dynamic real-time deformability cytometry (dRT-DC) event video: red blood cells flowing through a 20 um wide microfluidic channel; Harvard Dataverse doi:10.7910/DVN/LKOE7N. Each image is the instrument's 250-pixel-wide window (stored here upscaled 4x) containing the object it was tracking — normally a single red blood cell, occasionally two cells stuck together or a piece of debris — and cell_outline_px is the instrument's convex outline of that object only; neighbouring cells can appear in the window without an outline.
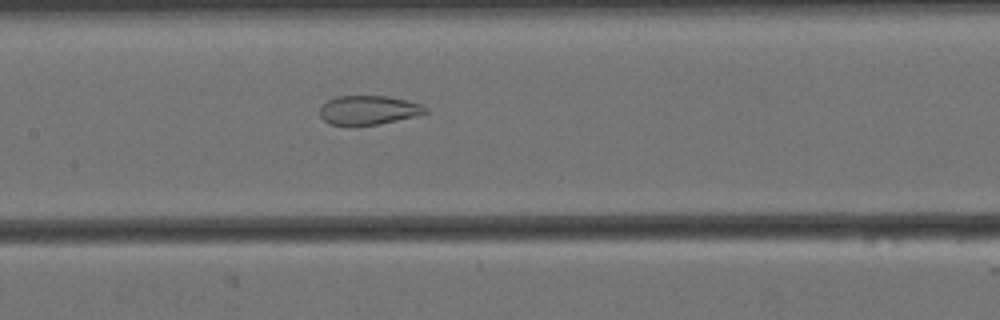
{"species": "Egyptian fruit bat (a non-hibernating species)", "species_latin": "Rousettus aegyptiacus", "temperature_condition": "cold", "stored_images_in_passage": 45, "camera_frame_rate_fps": 3000, "um_per_image_px": 0.085, "animal": {"sex": "female"}, "frame": {"image": 1, "passage_image": 21, "time_ms": 6.667, "image_size_px": [1000, 320], "cell_outline_px": [[428, 112], [416, 116], [380, 124], [328, 124], [320, 116], [320, 108], [328, 100], [336, 96], [388, 96], [420, 104], [428, 108]], "centroid_in_image_um": [31.33, 9.35], "position_along_channel_um": 176.1, "area_um2": 17.63}}
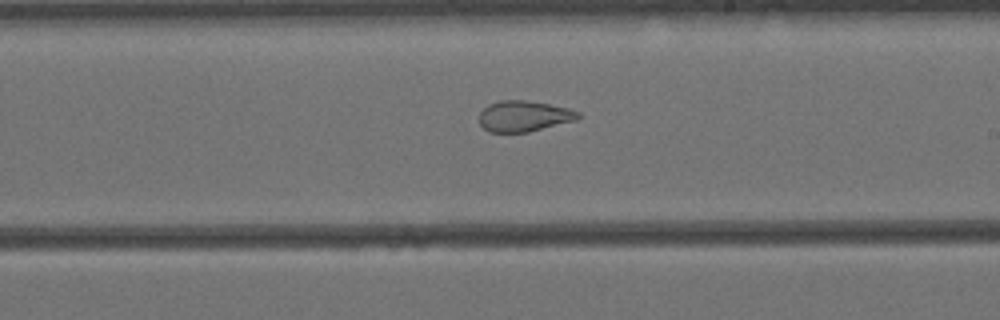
{"frame": {"image": 2, "passage_image": 27, "time_ms": 8.667, "image_size_px": [1000, 320], "cell_outline_px": [[580, 116], [576, 120], [528, 132], [488, 132], [480, 124], [480, 112], [488, 104], [500, 100], [524, 100], [548, 104], [568, 108], [580, 112]], "centroid_in_image_um": [44.52, 9.87], "position_along_channel_um": 244.5, "area_um2": 17.69}}
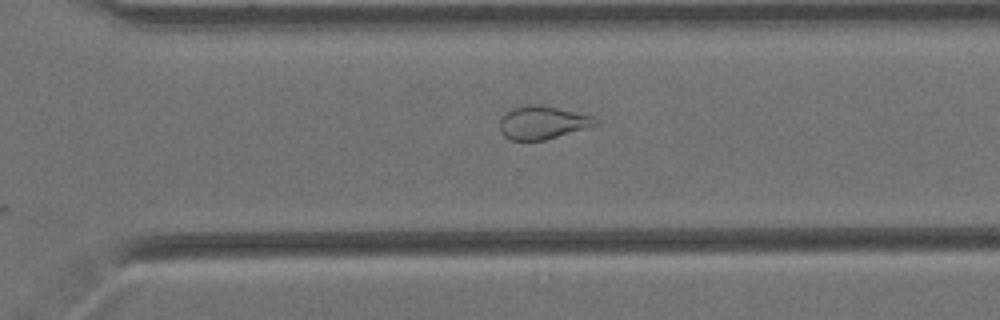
{"frame": {"image": 3, "passage_image": 34, "time_ms": 11.0, "image_size_px": [1000, 320], "cell_outline_px": [[600, 124], [588, 128], [544, 140], [512, 140], [504, 136], [500, 132], [500, 116], [512, 108], [528, 104], [540, 104], [592, 116], [600, 120]], "centroid_in_image_um": [46.11, 10.41], "position_along_channel_um": 324.5, "area_um2": 18.61}, "authors_computed_cell_mechanics": {"area_um2": 18.7272, "velocity_mm_per_s": 3.4486, "shape_relaxation_time_tau1_ms": null, "shape_relaxation_time_tau2_ms": 1.8188, "deformation_change_tau1": null, "deformation_change_tau2": 0.0948}}